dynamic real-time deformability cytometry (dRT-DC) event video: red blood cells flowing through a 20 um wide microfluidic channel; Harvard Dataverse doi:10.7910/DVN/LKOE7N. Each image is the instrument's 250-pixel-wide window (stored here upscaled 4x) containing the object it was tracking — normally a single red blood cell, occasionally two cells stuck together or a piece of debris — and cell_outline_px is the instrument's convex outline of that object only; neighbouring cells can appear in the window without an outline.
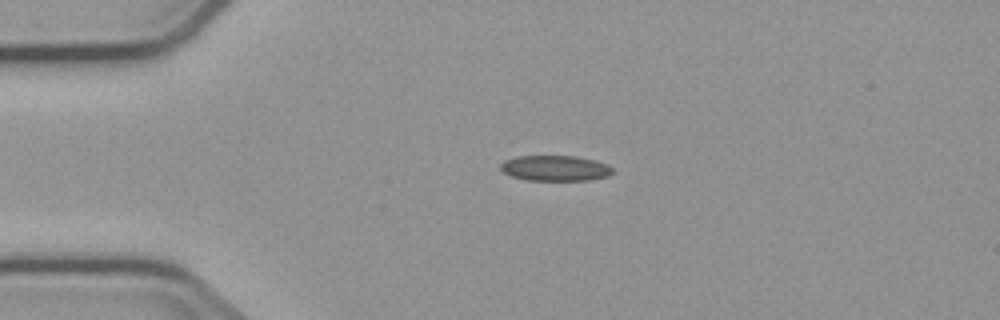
{"species": "common noctule bat (a hibernating species)", "species_latin": "Nyctalus noctula", "temperature_condition": "cold", "stored_images_in_passage": 3, "camera_frame_rate_fps": 3000, "um_per_image_px": 0.085, "animal": {"sex": "male", "body_mass_g": 23.1, "forearm_length_mm": 52.7}, "frame": {"image": 1, "passage_image": 2, "time_ms": 2.0, "image_size_px": [1000, 320], "cell_outline_px": [[612, 172], [608, 176], [592, 180], [524, 180], [512, 176], [504, 172], [500, 168], [500, 164], [504, 160], [516, 156], [576, 156], [608, 164], [612, 168]], "centroid_in_image_um": [47.17, 14.3], "position_along_channel_um": 37.8, "area_um2": 16.65}}